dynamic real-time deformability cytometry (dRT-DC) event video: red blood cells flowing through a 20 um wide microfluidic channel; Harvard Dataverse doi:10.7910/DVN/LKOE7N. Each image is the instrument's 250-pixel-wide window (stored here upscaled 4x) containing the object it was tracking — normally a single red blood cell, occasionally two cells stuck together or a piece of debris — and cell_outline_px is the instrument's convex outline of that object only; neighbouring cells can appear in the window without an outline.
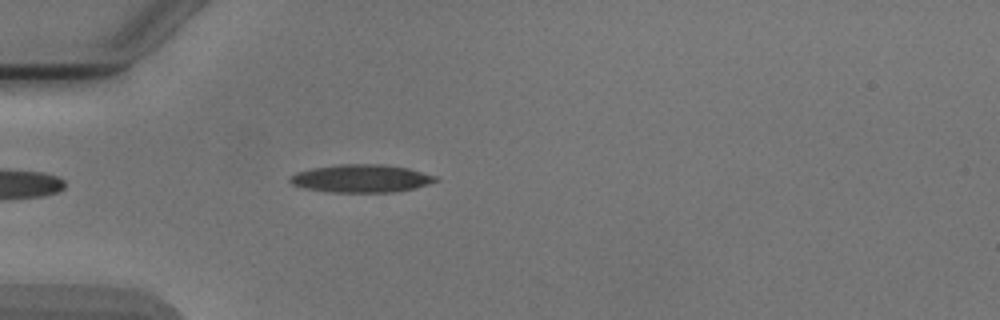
{"species": "Egyptian fruit bat (a non-hibernating species)", "species_latin": "Rousettus aegyptiacus", "temperature_condition": "cold", "stored_images_in_passage": 5, "camera_frame_rate_fps": 3000, "um_per_image_px": 0.085, "animal": {"sex": "male"}, "frame": {"image": 1, "passage_image": 5, "time_ms": 5.0, "image_size_px": [1000, 320], "cell_outline_px": [[440, 180], [416, 188], [396, 192], [332, 192], [304, 188], [292, 184], [288, 180], [288, 176], [296, 172], [312, 168], [340, 164], [384, 164], [408, 168], [436, 176]], "centroid_in_image_um": [30.7, 15.17], "position_along_channel_um": 54.3, "area_um2": 23.81}}